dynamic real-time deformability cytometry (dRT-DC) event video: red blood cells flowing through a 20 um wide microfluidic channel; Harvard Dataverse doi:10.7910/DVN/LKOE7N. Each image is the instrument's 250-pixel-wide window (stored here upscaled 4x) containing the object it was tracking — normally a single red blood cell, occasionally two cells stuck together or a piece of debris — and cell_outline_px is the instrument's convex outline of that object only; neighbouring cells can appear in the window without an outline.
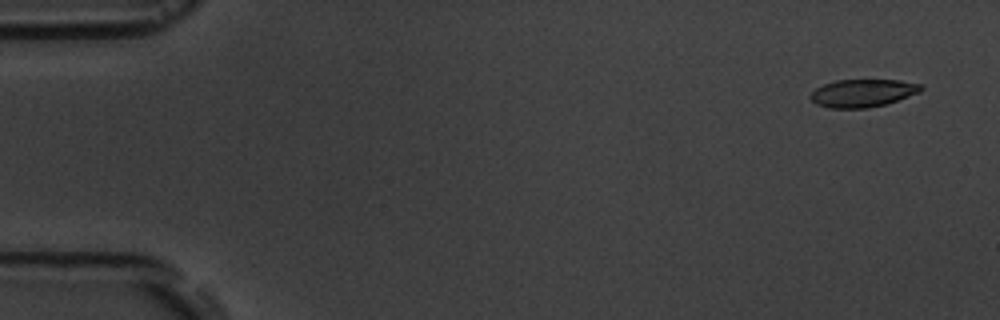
{"species": "common noctule bat (a hibernating species)", "species_latin": "Nyctalus noctula", "temperature_condition": "room temperature", "stored_images_in_passage": 5, "camera_frame_rate_fps": 3000, "um_per_image_px": 0.085, "animal": {"sex": "male", "body_mass_g": 19.5, "forearm_length_mm": 54.6}, "frame": {"image": 1, "passage_image": 1, "time_ms": 0.0, "image_size_px": [1000, 320], "cell_outline_px": [[924, 88], [920, 92], [884, 104], [868, 108], [828, 108], [816, 104], [808, 96], [816, 88], [824, 84], [836, 80], [900, 80], [920, 84]], "centroid_in_image_um": [73.3, 7.91], "position_along_channel_um": 11.7, "area_um2": 17.8}}
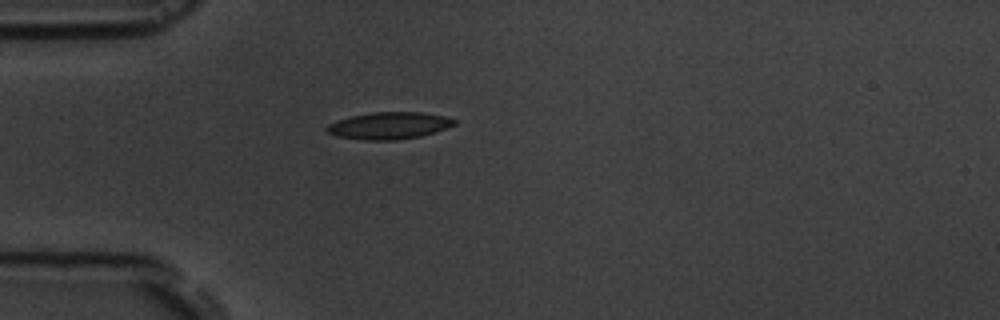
{"frame": {"image": 2, "passage_image": 4, "time_ms": 4.333, "image_size_px": [1000, 320], "cell_outline_px": [[456, 124], [420, 136], [396, 140], [364, 140], [336, 136], [328, 132], [324, 128], [328, 124], [336, 120], [352, 116], [372, 112], [424, 112], [444, 116], [456, 120]], "centroid_in_image_um": [33.03, 10.67], "position_along_channel_um": 52.0, "area_um2": 19.94}}